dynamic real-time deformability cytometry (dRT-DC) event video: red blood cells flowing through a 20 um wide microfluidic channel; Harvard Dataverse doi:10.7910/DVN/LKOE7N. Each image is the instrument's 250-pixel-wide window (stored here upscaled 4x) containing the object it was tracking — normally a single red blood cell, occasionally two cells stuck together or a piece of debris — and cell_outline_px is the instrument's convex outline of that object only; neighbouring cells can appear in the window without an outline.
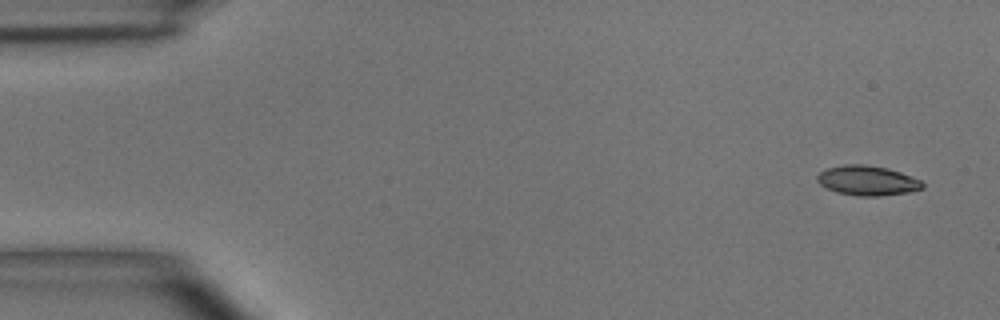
{"species": "common noctule bat (a hibernating species)", "species_latin": "Nyctalus noctula", "temperature_condition": "room temperature", "stored_images_in_passage": 5, "camera_frame_rate_fps": 3000, "um_per_image_px": 0.085, "animal": {"sex": "male", "body_mass_g": 15.6}, "frame": {"image": 1, "passage_image": 1, "time_ms": 0.0, "image_size_px": [1000, 320], "cell_outline_px": [[924, 188], [908, 192], [880, 196], [860, 196], [836, 192], [820, 184], [816, 180], [816, 176], [820, 172], [828, 168], [844, 164], [864, 164], [888, 168], [912, 176], [920, 180], [924, 184]], "centroid_in_image_um": [73.73, 15.34], "position_along_channel_um": 11.3, "area_um2": 18.26}}
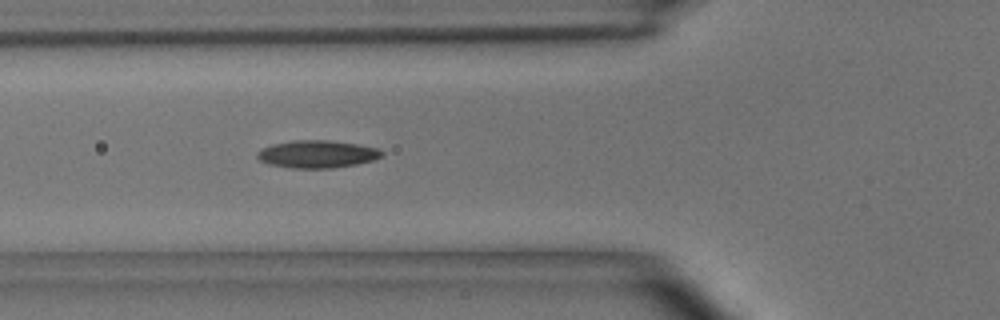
{"frame": {"image": 2, "passage_image": 5, "time_ms": 5.333, "image_size_px": [1000, 320], "cell_outline_px": [[384, 156], [376, 160], [356, 164], [332, 168], [292, 168], [268, 164], [260, 160], [256, 156], [256, 152], [260, 148], [272, 144], [292, 140], [328, 140], [356, 144], [380, 148], [384, 152]], "centroid_in_image_um": [26.97, 13.1], "position_along_channel_um": 98.8, "area_um2": 20.29}}